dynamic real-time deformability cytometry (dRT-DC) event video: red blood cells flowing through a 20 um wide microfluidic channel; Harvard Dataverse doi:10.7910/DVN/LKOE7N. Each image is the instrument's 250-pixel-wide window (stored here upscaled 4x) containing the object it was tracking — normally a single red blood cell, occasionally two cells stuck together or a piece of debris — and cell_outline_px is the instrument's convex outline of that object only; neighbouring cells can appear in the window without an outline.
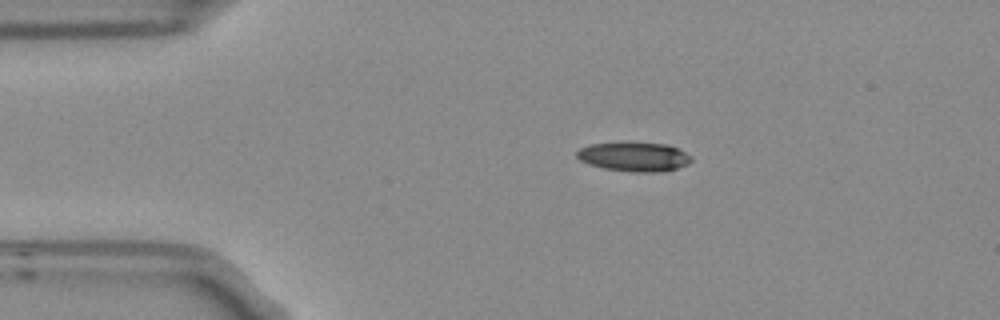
{"species": "Egyptian fruit bat (a non-hibernating species)", "species_latin": "Rousettus aegyptiacus", "temperature_condition": "room temperature", "stored_images_in_passage": 5, "camera_frame_rate_fps": 3000, "um_per_image_px": 0.085, "frame": {"image": 1, "passage_image": 2, "time_ms": 0.333, "image_size_px": [1000, 320], "cell_outline_px": [[692, 160], [688, 164], [676, 168], [660, 172], [632, 172], [604, 168], [588, 164], [580, 160], [576, 156], [576, 152], [580, 148], [592, 144], [620, 140], [624, 140], [668, 144], [692, 156]], "centroid_in_image_um": [53.87, 13.28], "position_along_channel_um": 31.1, "area_um2": 20.11}}